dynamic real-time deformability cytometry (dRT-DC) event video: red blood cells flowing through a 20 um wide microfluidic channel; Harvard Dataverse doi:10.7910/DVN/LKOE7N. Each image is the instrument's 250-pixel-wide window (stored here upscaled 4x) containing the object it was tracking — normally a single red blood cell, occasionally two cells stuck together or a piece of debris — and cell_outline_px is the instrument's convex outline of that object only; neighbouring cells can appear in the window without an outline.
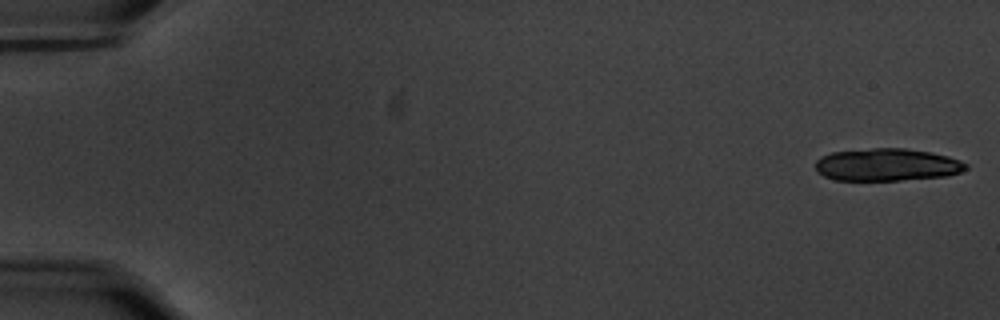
{"species": "common noctule bat (a hibernating species)", "species_latin": "Nyctalus noctula", "temperature_condition": "warm", "stored_images_in_passage": 18, "camera_frame_rate_fps": 3000, "um_per_image_px": 0.085, "animal": {"sex": "male", "body_mass_g": 20.1, "forearm_length_mm": 53.5}, "frame": {"image": 1, "passage_image": 1, "time_ms": 0.0, "image_size_px": [1000, 320], "cell_outline_px": [[968, 168], [960, 172], [948, 176], [900, 180], [836, 180], [824, 176], [816, 172], [816, 160], [820, 156], [832, 152], [872, 148], [904, 148], [932, 152], [948, 156], [960, 160], [968, 164]], "centroid_in_image_um": [75.4, 14.0], "position_along_channel_um": 9.6, "area_um2": 28.67}}